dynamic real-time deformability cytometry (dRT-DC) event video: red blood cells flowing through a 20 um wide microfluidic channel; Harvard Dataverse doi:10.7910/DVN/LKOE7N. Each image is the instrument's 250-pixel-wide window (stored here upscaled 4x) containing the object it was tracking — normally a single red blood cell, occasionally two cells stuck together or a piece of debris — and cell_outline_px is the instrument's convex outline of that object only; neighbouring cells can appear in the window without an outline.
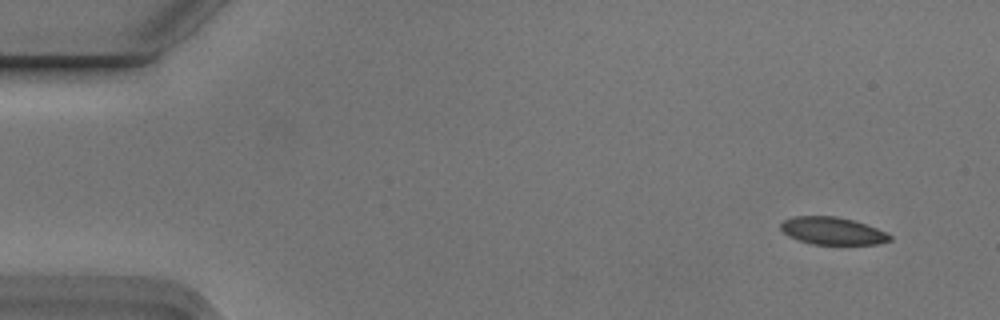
{"species": "Egyptian fruit bat (a non-hibernating species)", "species_latin": "Rousettus aegyptiacus", "temperature_condition": "cold", "stored_images_in_passage": 3, "camera_frame_rate_fps": 3000, "um_per_image_px": 0.085, "animal": {"sex": "male"}, "frame": {"image": 1, "passage_image": 1, "time_ms": 0.0, "image_size_px": [1000, 320], "cell_outline_px": [[892, 240], [880, 244], [812, 244], [796, 240], [788, 236], [780, 228], [780, 224], [784, 220], [792, 216], [836, 216], [852, 220], [876, 228], [892, 236]], "centroid_in_image_um": [70.73, 19.63], "position_along_channel_um": 14.3, "area_um2": 17.46}}